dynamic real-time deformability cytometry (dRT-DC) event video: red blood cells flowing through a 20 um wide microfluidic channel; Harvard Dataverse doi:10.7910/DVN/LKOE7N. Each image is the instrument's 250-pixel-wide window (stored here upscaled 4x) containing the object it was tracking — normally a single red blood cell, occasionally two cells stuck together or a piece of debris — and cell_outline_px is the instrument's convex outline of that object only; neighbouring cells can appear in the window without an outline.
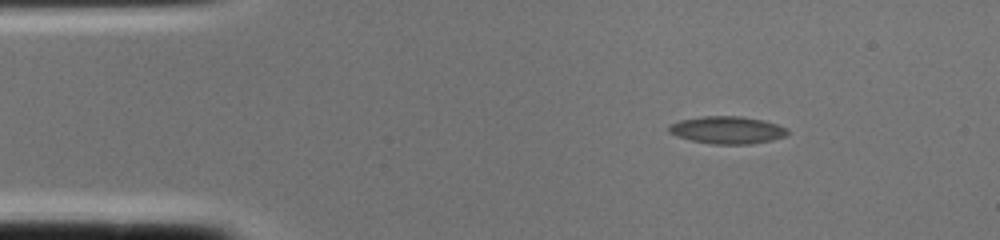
{"species": "common noctule bat (a hibernating species)", "species_latin": "Nyctalus noctula", "temperature_condition": "cold", "stored_images_in_passage": 1, "camera_frame_rate_fps": 3000, "um_per_image_px": 0.085, "animal": {"sex": "female", "body_mass_g": 22.0, "forearm_length_mm": 56.7}, "frame": {"image": 1, "passage_image": 1, "time_ms": 0.0, "image_size_px": [1000, 240], "cell_outline_px": [[788, 136], [772, 140], [752, 144], [712, 144], [692, 140], [676, 136], [668, 132], [668, 128], [672, 124], [680, 120], [700, 116], [740, 116], [764, 120], [788, 128]], "centroid_in_image_um": [61.85, 11.05], "position_along_channel_um": 23.2, "area_um2": 19.07}}